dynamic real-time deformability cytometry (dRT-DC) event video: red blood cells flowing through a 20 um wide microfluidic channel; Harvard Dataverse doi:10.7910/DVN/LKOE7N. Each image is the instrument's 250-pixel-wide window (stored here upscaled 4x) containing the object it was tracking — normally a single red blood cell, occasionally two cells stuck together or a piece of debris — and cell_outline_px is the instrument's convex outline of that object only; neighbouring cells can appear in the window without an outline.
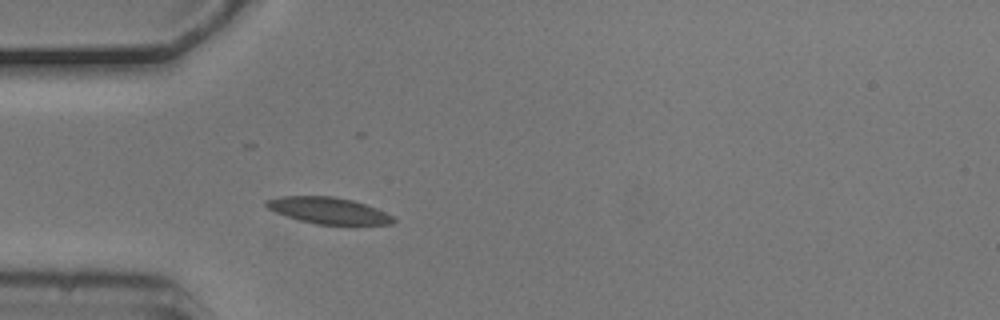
{"species": "common noctule bat (a hibernating species)", "species_latin": "Nyctalus noctula", "temperature_condition": "cold", "stored_images_in_passage": 4, "camera_frame_rate_fps": 3000, "um_per_image_px": 0.085, "animal": {"sex": "male", "body_mass_g": 20.5, "forearm_length_mm": 52.5}, "frame": {"image": 1, "passage_image": 4, "time_ms": 1.0, "image_size_px": [1000, 320], "cell_outline_px": [[396, 220], [392, 224], [316, 224], [300, 220], [276, 212], [268, 208], [264, 204], [264, 200], [280, 196], [332, 196], [352, 200], [376, 208], [392, 216]], "centroid_in_image_um": [27.88, 17.88], "position_along_channel_um": 57.1, "area_um2": 19.31}}